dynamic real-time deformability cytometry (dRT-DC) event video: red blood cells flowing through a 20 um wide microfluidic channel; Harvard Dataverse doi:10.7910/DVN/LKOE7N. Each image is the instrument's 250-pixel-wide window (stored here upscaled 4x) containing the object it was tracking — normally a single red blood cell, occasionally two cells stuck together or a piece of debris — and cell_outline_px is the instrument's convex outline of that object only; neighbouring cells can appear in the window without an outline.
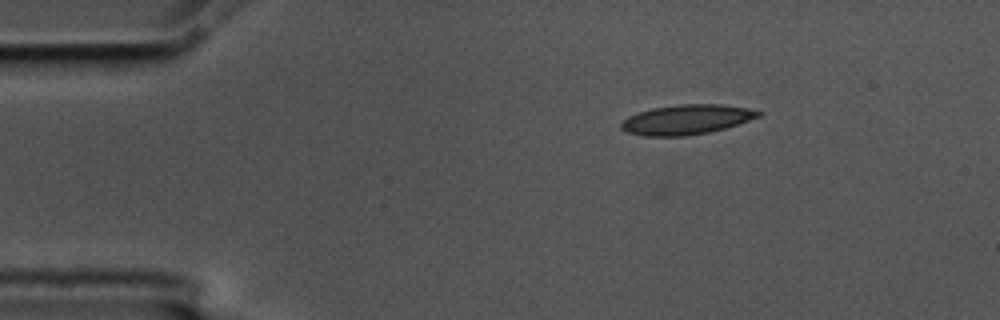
{"species": "common noctule bat (a hibernating species)", "species_latin": "Nyctalus noctula", "temperature_condition": "cold", "stored_images_in_passage": 42, "camera_frame_rate_fps": 3000, "um_per_image_px": 0.085, "animal": {"sex": "male", "body_mass_g": 17.5, "forearm_length_mm": 52.3}, "frame": {"image": 1, "passage_image": 1, "time_ms": 0.0, "image_size_px": [1000, 320], "cell_outline_px": [[764, 112], [760, 116], [724, 128], [708, 132], [684, 136], [644, 136], [628, 132], [620, 128], [620, 124], [628, 116], [652, 108], [680, 104], [720, 104], [748, 108]], "centroid_in_image_um": [58.34, 10.16], "position_along_channel_um": 26.7, "area_um2": 23.58}}
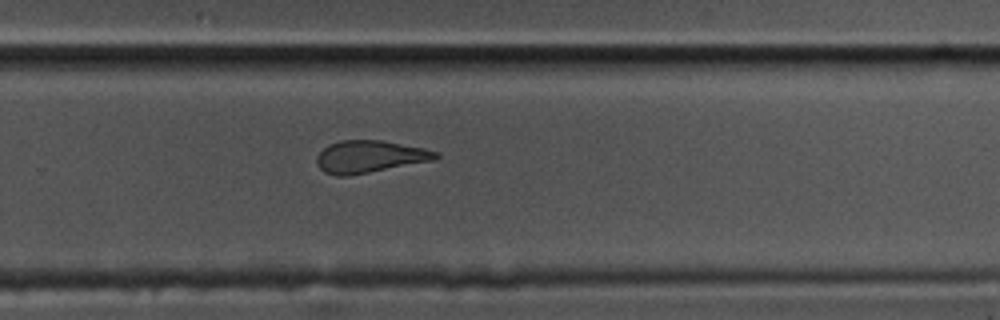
{"frame": {"image": 2, "passage_image": 29, "time_ms": 9.333, "image_size_px": [1000, 320], "cell_outline_px": [[440, 156], [432, 160], [348, 176], [336, 176], [324, 172], [316, 164], [316, 156], [328, 144], [340, 140], [380, 140], [424, 148], [440, 152]], "centroid_in_image_um": [31.38, 13.31], "position_along_channel_um": 298.4, "area_um2": 22.25}}
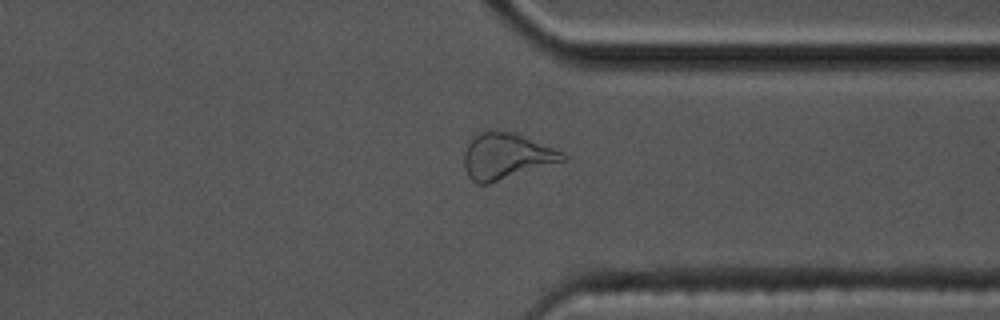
{"frame": {"image": 3, "passage_image": 35, "time_ms": 11.333, "image_size_px": [1000, 320], "cell_outline_px": [[568, 156], [564, 160], [488, 184], [476, 184], [468, 176], [464, 168], [464, 152], [468, 144], [480, 132], [512, 132], [552, 148]], "centroid_in_image_um": [42.97, 13.31], "position_along_channel_um": 368.4, "area_um2": 25.55}}